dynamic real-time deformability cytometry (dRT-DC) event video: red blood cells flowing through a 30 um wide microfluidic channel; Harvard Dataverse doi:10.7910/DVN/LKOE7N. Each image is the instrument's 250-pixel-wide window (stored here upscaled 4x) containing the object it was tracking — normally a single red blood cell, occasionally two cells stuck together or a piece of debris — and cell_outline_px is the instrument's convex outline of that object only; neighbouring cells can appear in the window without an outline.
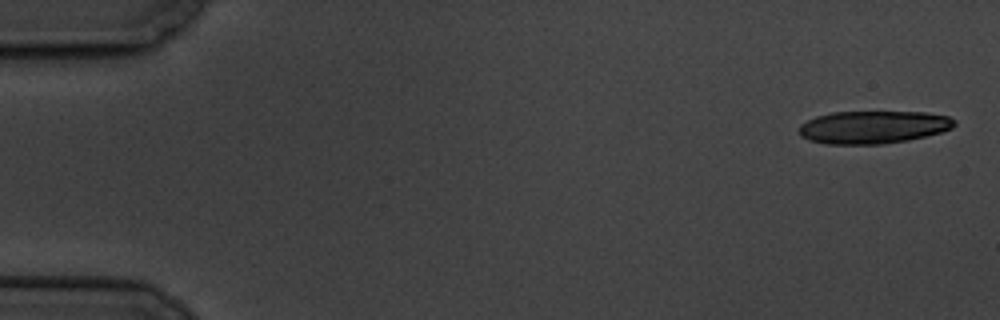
{"species": "common noctule bat (a hibernating species)", "species_latin": "Nyctalus noctula", "temperature_condition": "cold", "stored_images_in_passage": 6, "camera_frame_rate_fps": 3000, "um_per_image_px": 0.085, "animal": {"sex": "male", "body_mass_g": 19.5, "forearm_length_mm": 54.6}, "frame": {"image": 1, "passage_image": 1, "time_ms": 0.0, "image_size_px": [1000, 320], "cell_outline_px": [[956, 124], [952, 128], [940, 132], [908, 140], [884, 144], [824, 144], [808, 140], [800, 136], [800, 124], [816, 116], [832, 112], [924, 112], [948, 116], [956, 120]], "centroid_in_image_um": [74.21, 10.81], "position_along_channel_um": 10.8, "area_um2": 29.71}}